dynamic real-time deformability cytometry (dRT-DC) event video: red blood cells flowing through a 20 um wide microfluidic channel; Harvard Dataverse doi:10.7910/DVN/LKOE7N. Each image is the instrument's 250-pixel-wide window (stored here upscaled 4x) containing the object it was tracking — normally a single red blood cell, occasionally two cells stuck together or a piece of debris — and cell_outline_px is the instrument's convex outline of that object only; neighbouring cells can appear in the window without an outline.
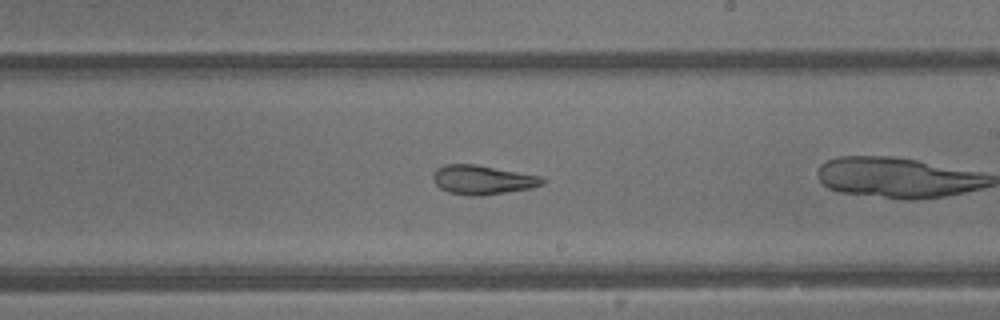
{"species": "common noctule bat (a hibernating species)", "species_latin": "Nyctalus noctula", "temperature_condition": "warm", "stored_images_in_passage": 30, "camera_frame_rate_fps": 3000, "um_per_image_px": 0.085, "animal": {"sex": "male", "body_mass_g": 13.3}, "frame": {"image": 1, "passage_image": 22, "time_ms": 7.0, "image_size_px": [1000, 320], "cell_outline_px": [[548, 180], [544, 184], [532, 188], [480, 196], [468, 196], [448, 192], [440, 188], [432, 180], [432, 172], [436, 168], [444, 164], [476, 164], [544, 176]], "centroid_in_image_um": [41.04, 15.27], "position_along_channel_um": 248.0, "area_um2": 19.07}}